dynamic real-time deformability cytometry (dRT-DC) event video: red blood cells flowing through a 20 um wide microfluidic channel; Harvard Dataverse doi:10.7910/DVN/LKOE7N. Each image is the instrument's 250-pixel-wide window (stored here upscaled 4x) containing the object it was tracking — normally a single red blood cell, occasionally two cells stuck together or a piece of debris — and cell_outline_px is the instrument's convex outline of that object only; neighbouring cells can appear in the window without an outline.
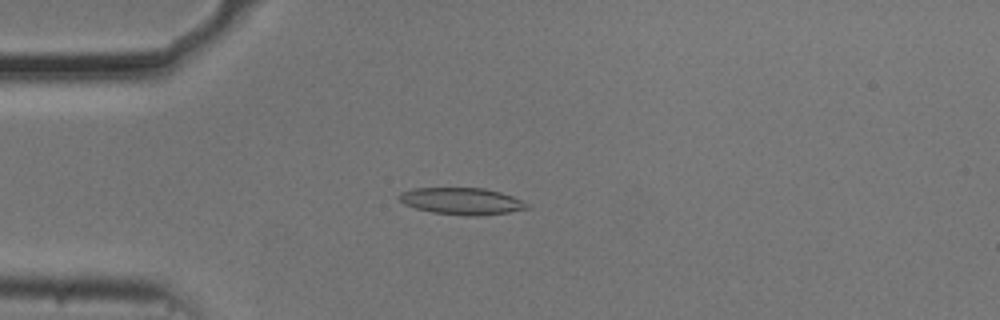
{"species": "common noctule bat (a hibernating species)", "species_latin": "Nyctalus noctula", "temperature_condition": "cold", "stored_images_in_passage": 53, "camera_frame_rate_fps": 3000, "um_per_image_px": 0.085, "animal": {"sex": "male", "body_mass_g": 20.5, "forearm_length_mm": 52.5}, "frame": {"image": 1, "passage_image": 13, "time_ms": 4.0, "image_size_px": [1000, 320], "cell_outline_px": [[528, 208], [508, 212], [476, 216], [472, 216], [432, 212], [416, 208], [404, 204], [396, 196], [400, 192], [412, 188], [484, 188], [500, 192], [512, 196], [528, 204]], "centroid_in_image_um": [39.2, 17.08], "position_along_channel_um": 45.8, "area_um2": 19.83}}
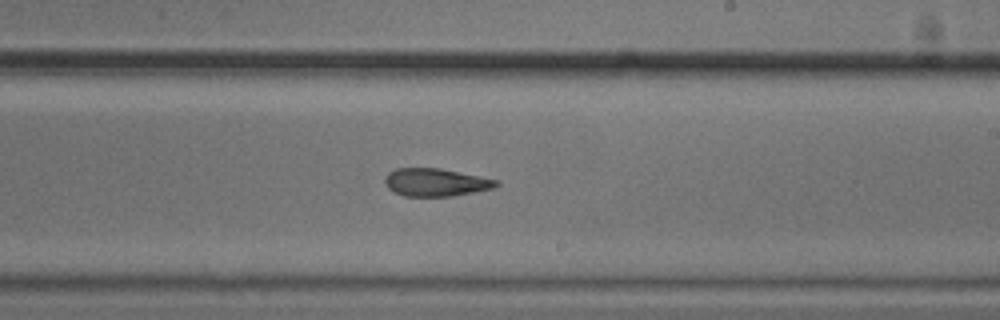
{"frame": {"image": 2, "passage_image": 31, "time_ms": 10.0, "image_size_px": [1000, 320], "cell_outline_px": [[500, 184], [496, 188], [452, 196], [404, 196], [388, 188], [384, 184], [384, 176], [388, 172], [396, 168], [440, 168], [496, 180]], "centroid_in_image_um": [37.0, 15.5], "position_along_channel_um": 252.0, "area_um2": 18.03}}
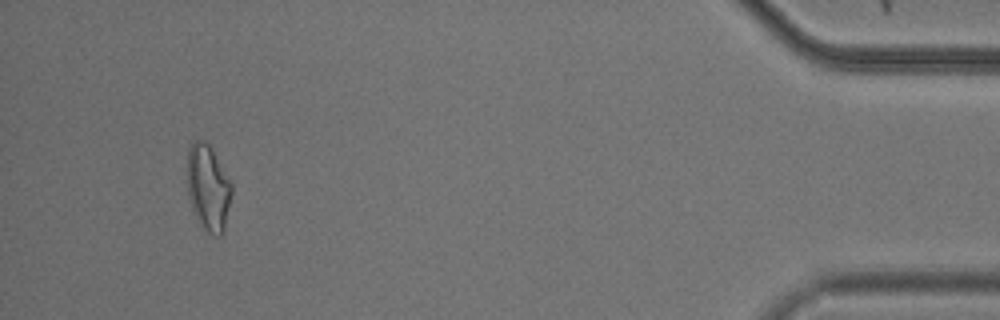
{"frame": {"image": 3, "passage_image": 50, "time_ms": 16.333, "image_size_px": [1000, 320], "cell_outline_px": [[232, 192], [224, 232], [220, 236], [216, 236], [208, 232], [204, 228], [192, 212], [188, 200], [188, 148], [192, 140], [204, 140], [212, 148], [232, 184]], "centroid_in_image_um": [17.69, 15.96], "position_along_channel_um": 417.5, "area_um2": 22.43}, "authors_computed_cell_mechanics": {"area_um2": 19.4786, "velocity_mm_per_s": 3.7105, "shape_relaxation_time_tau1_ms": null, "shape_relaxation_time_tau2_ms": 5.6455, "deformation_change_tau1": null, "deformation_change_tau2": 0.1454}}